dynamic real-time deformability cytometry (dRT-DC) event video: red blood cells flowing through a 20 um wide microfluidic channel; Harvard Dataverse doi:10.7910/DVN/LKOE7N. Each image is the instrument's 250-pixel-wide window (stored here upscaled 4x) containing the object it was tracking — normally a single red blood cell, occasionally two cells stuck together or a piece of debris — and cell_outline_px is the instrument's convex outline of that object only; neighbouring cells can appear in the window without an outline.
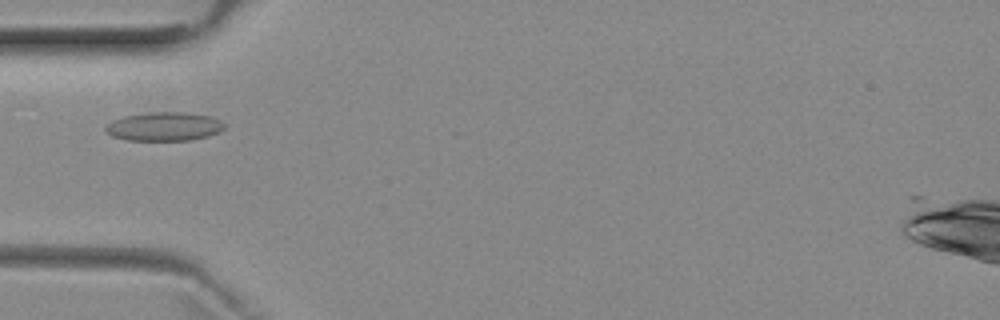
{"species": "common noctule bat (a hibernating species)", "species_latin": "Nyctalus noctula", "temperature_condition": "room temperature", "stored_images_in_passage": 3, "camera_frame_rate_fps": 3000, "um_per_image_px": 0.085, "animal": {"sex": "female", "body_mass_g": 29.2, "forearm_length_mm": 56.3}, "frame": {"image": 1, "passage_image": 3, "time_ms": 2.333, "image_size_px": [1000, 320], "cell_outline_px": [[224, 128], [220, 132], [208, 136], [188, 140], [128, 140], [112, 136], [104, 128], [112, 120], [124, 116], [148, 112], [188, 112], [212, 116], [220, 120], [224, 124]], "centroid_in_image_um": [13.98, 10.74], "position_along_channel_um": 71.0, "area_um2": 19.94}}